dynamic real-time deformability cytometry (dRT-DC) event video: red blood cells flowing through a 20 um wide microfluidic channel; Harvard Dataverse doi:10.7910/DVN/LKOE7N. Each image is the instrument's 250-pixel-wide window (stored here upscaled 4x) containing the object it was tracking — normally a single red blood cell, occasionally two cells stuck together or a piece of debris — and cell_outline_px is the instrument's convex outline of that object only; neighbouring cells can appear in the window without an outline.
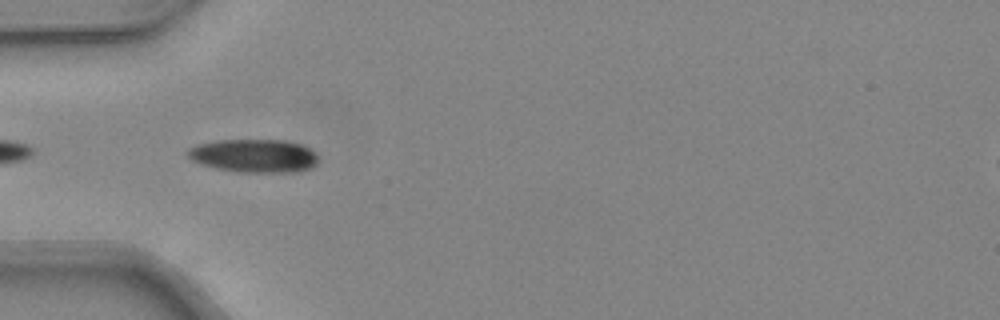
{"species": "common noctule bat (a hibernating species)", "species_latin": "Nyctalus noctula", "temperature_condition": "warm", "stored_images_in_passage": 7, "camera_frame_rate_fps": 3000, "um_per_image_px": 0.085, "animal": {"sex": "female", "body_mass_g": 24.6, "forearm_length_mm": 56.2}, "frame": {"image": 1, "passage_image": 2, "time_ms": 0.333, "image_size_px": [1000, 320], "cell_outline_px": [[316, 164], [312, 168], [296, 172], [236, 172], [216, 168], [200, 164], [192, 160], [188, 156], [188, 148], [196, 144], [216, 140], [284, 140], [300, 144], [308, 148], [316, 156]], "centroid_in_image_um": [21.55, 13.24], "position_along_channel_um": 63.4, "area_um2": 25.32}}